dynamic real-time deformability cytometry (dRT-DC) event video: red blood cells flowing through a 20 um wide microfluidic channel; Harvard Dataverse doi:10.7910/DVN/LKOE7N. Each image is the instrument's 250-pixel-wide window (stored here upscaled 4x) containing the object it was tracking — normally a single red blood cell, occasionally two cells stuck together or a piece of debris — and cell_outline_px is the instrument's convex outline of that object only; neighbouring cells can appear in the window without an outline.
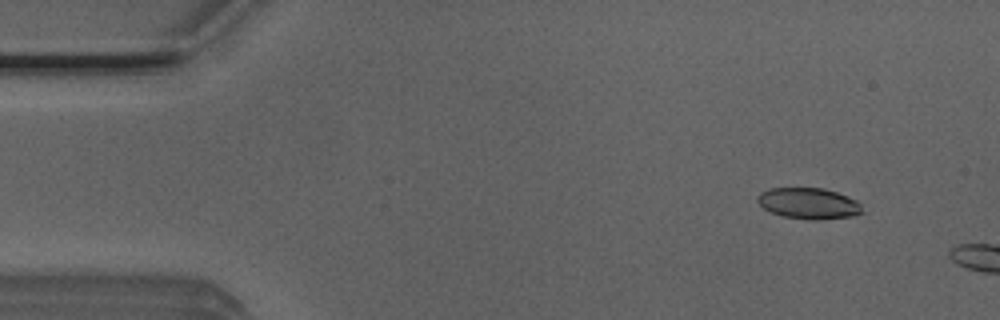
{"species": "Egyptian fruit bat (a non-hibernating species)", "species_latin": "Rousettus aegyptiacus", "temperature_condition": "room temperature", "stored_images_in_passage": 5, "camera_frame_rate_fps": 3000, "um_per_image_px": 0.085, "animal": {"sex": "male"}, "frame": {"image": 1, "passage_image": 1, "time_ms": 0.0, "image_size_px": [1000, 320], "cell_outline_px": [[864, 212], [852, 216], [820, 220], [812, 220], [784, 216], [772, 212], [764, 208], [756, 200], [756, 196], [760, 192], [768, 188], [824, 188], [848, 196], [856, 200], [860, 204]], "centroid_in_image_um": [68.74, 17.28], "position_along_channel_um": 16.3, "area_um2": 19.02}}